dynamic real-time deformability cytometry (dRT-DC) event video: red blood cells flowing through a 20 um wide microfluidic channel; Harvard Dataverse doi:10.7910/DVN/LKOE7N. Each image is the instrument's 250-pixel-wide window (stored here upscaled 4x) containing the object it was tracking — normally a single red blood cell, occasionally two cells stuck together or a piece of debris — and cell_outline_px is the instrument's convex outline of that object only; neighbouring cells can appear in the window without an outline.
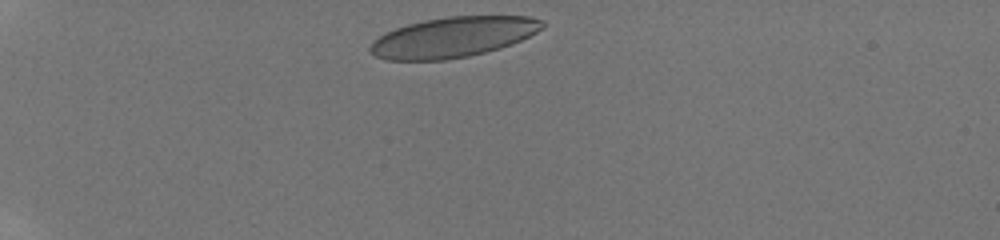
{"species": "human", "species_latin": "Homo sapiens", "temperature_condition": "room temperature", "stored_images_in_passage": 8, "camera_frame_rate_fps": 3000, "um_per_image_px": 0.085, "donor": {"sex": "male"}, "frame": {"image": 1, "passage_image": 1, "time_ms": 0.0, "image_size_px": [1000, 240], "cell_outline_px": [[544, 28], [520, 40], [500, 48], [468, 56], [444, 60], [388, 60], [376, 56], [368, 48], [372, 40], [396, 28], [408, 24], [424, 20], [448, 16], [528, 16], [544, 20]], "centroid_in_image_um": [38.51, 3.15], "position_along_channel_um": 46.5, "area_um2": 40.23}}
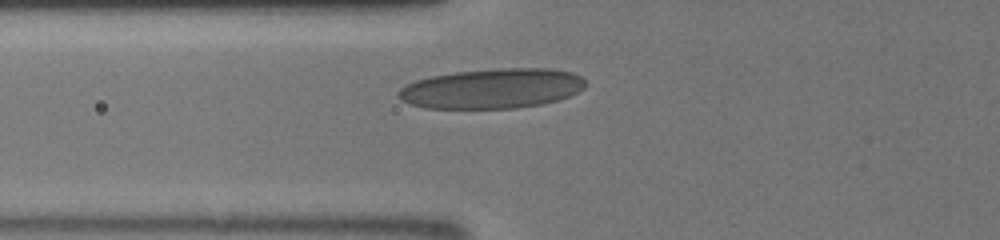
{"frame": {"image": 2, "passage_image": 7, "time_ms": 2.333, "image_size_px": [1000, 240], "cell_outline_px": [[584, 88], [568, 96], [556, 100], [540, 104], [516, 108], [424, 108], [408, 104], [400, 100], [396, 96], [396, 92], [400, 88], [416, 80], [432, 76], [456, 72], [500, 68], [548, 68], [572, 72], [580, 76], [584, 80]], "centroid_in_image_um": [41.77, 7.53], "position_along_channel_um": 84.0, "area_um2": 43.41}}